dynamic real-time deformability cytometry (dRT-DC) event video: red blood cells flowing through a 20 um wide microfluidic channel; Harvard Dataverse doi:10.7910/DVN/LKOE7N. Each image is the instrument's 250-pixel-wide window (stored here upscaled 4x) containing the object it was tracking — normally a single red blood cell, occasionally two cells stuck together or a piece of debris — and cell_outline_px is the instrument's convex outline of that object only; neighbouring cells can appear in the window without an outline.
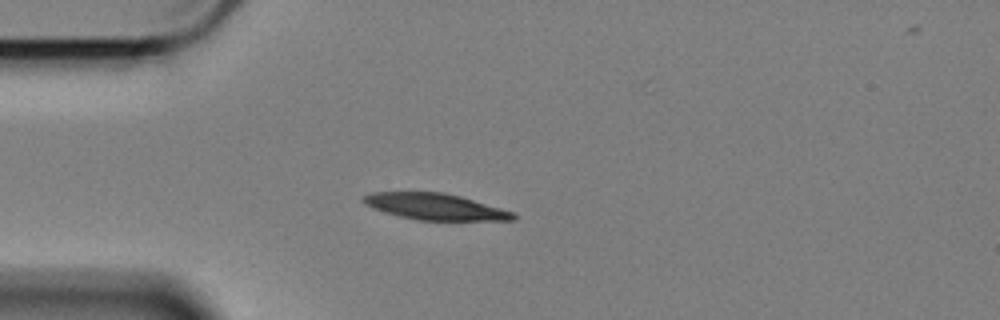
{"species": "Egyptian fruit bat (a non-hibernating species)", "species_latin": "Rousettus aegyptiacus", "temperature_condition": "cold", "stored_images_in_passage": 44, "camera_frame_rate_fps": 3000, "um_per_image_px": 0.085, "animal": {"sex": "female"}, "frame": {"image": 1, "passage_image": 1, "time_ms": 0.0, "image_size_px": [1000, 320], "cell_outline_px": [[516, 220], [416, 220], [384, 212], [372, 208], [364, 204], [360, 200], [364, 196], [372, 192], [444, 192], [460, 196], [516, 212]], "centroid_in_image_um": [36.98, 17.56], "position_along_channel_um": 48.0, "area_um2": 23.06}}
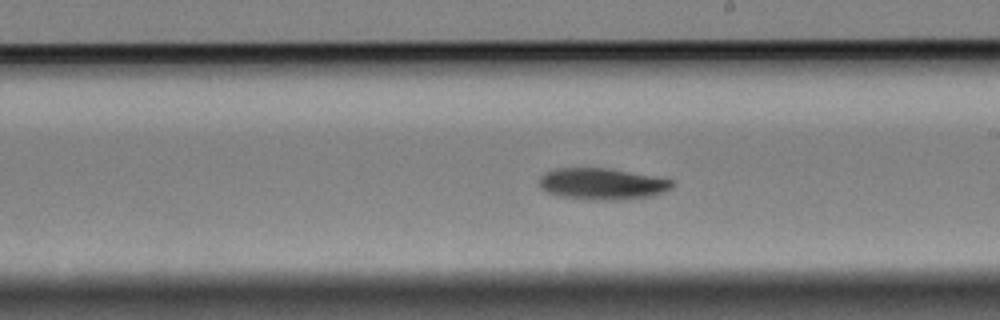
{"frame": {"image": 2, "passage_image": 19, "time_ms": 6.0, "image_size_px": [1000, 320], "cell_outline_px": [[672, 188], [664, 192], [652, 196], [620, 200], [588, 200], [560, 196], [548, 192], [540, 188], [540, 176], [544, 172], [556, 168], [608, 168], [672, 180]], "centroid_in_image_um": [51.15, 15.64], "position_along_channel_um": 237.9, "area_um2": 24.33}}
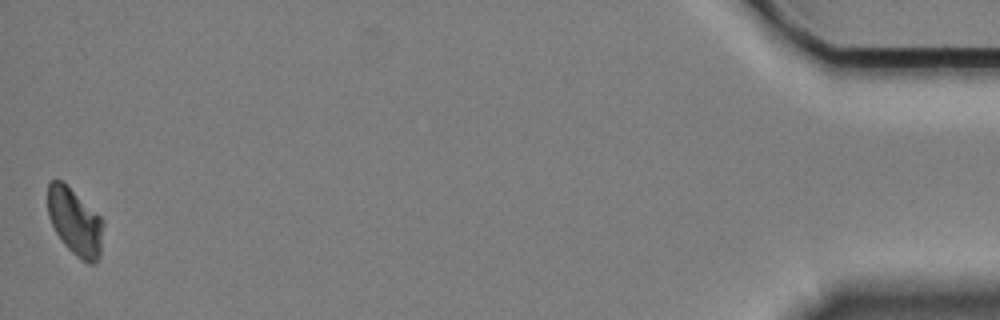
{"frame": {"image": 3, "passage_image": 44, "time_ms": 14.333, "image_size_px": [1000, 320], "cell_outline_px": [[104, 224], [100, 256], [96, 264], [88, 264], [80, 260], [64, 244], [56, 232], [48, 216], [48, 184], [52, 180], [60, 180], [100, 216], [104, 220]], "centroid_in_image_um": [6.4, 18.92], "position_along_channel_um": 428.8, "area_um2": 21.5}, "authors_computed_cell_mechanics": {"area_um2": 23.8136, "velocity_mm_per_s": 3.3858, "shape_relaxation_time_tau1_ms": 2.8567, "shape_relaxation_time_tau2_ms": null, "deformation_change_tau1": 0.0933, "deformation_change_tau2": null}}